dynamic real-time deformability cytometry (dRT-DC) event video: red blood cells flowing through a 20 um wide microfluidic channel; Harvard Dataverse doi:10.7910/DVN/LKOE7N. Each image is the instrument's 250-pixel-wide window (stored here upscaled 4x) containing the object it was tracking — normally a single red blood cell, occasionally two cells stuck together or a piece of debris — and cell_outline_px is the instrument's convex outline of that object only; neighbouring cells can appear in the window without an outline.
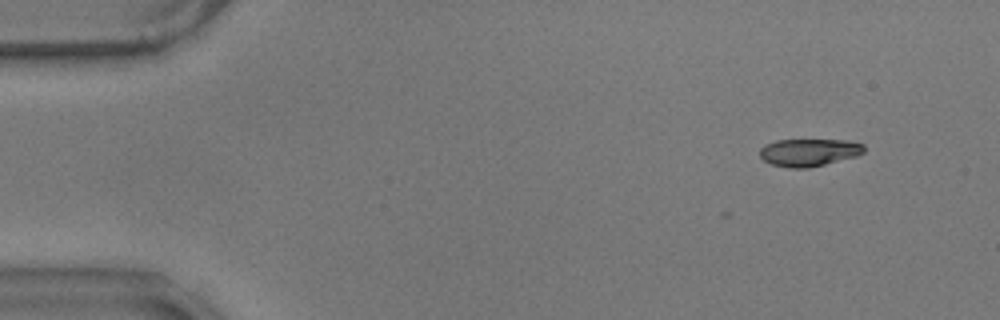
{"species": "common noctule bat (a hibernating species)", "species_latin": "Nyctalus noctula", "temperature_condition": "warm", "stored_images_in_passage": 6, "camera_frame_rate_fps": 3000, "um_per_image_px": 0.085, "animal": {"sex": "male", "body_mass_g": 17.9}, "frame": {"image": 1, "passage_image": 3, "time_ms": 0.667, "image_size_px": [1000, 320], "cell_outline_px": [[864, 152], [856, 156], [808, 168], [788, 168], [772, 164], [764, 160], [760, 156], [760, 148], [776, 140], [844, 140], [864, 144]], "centroid_in_image_um": [68.76, 12.95], "position_along_channel_um": 16.2, "area_um2": 16.53}}